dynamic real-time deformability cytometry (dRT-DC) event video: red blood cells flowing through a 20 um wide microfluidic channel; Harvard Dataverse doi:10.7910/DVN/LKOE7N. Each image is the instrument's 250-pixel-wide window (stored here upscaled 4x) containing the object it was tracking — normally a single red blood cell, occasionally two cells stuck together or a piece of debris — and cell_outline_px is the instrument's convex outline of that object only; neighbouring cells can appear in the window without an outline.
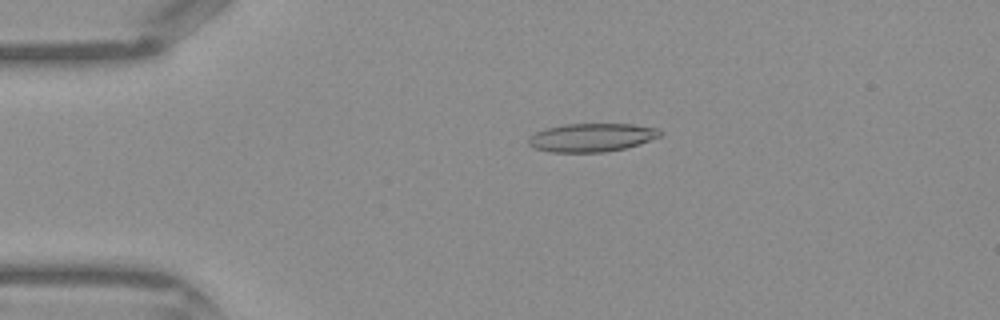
{"species": "Egyptian fruit bat (a non-hibernating species)", "species_latin": "Rousettus aegyptiacus", "temperature_condition": "warm", "stored_images_in_passage": 40, "camera_frame_rate_fps": 3000, "um_per_image_px": 0.085, "frame": {"image": 1, "passage_image": 6, "time_ms": 1.667, "image_size_px": [1000, 320], "cell_outline_px": [[660, 136], [640, 144], [624, 148], [604, 152], [552, 152], [536, 148], [528, 144], [528, 136], [536, 132], [548, 128], [564, 124], [632, 124], [656, 128], [660, 132]], "centroid_in_image_um": [50.27, 11.69], "position_along_channel_um": 34.7, "area_um2": 21.56}}
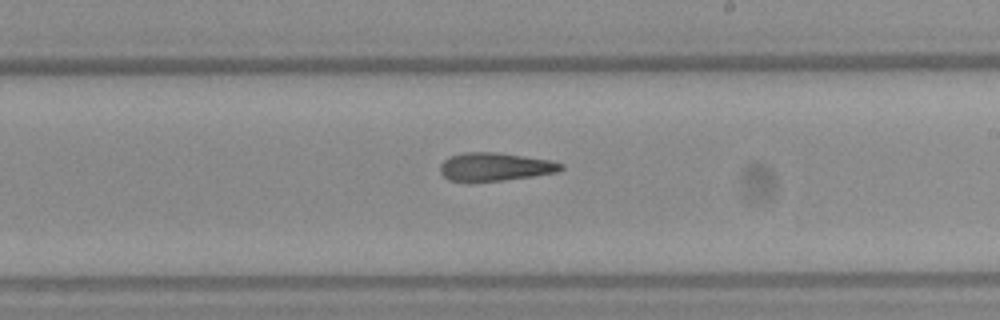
{"frame": {"image": 2, "passage_image": 22, "time_ms": 7.0, "image_size_px": [1000, 320], "cell_outline_px": [[564, 168], [556, 172], [532, 176], [504, 180], [448, 180], [440, 172], [440, 164], [444, 160], [452, 156], [464, 152], [496, 152], [552, 160], [564, 164]], "centroid_in_image_um": [42.11, 14.16], "position_along_channel_um": 246.9, "area_um2": 19.54}}
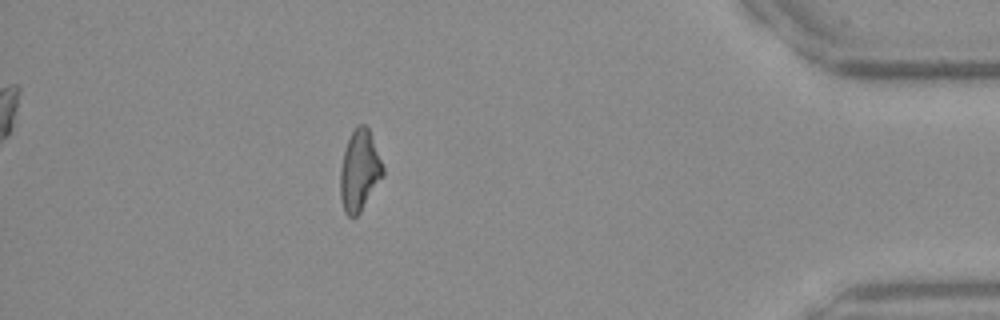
{"frame": {"image": 3, "passage_image": 35, "time_ms": 11.333, "image_size_px": [1000, 320], "cell_outline_px": [[384, 176], [360, 212], [356, 216], [348, 216], [344, 212], [340, 200], [340, 168], [344, 152], [348, 140], [356, 124], [364, 124], [368, 128], [384, 168]], "centroid_in_image_um": [30.55, 14.53], "position_along_channel_um": 404.7, "area_um2": 20.06}}